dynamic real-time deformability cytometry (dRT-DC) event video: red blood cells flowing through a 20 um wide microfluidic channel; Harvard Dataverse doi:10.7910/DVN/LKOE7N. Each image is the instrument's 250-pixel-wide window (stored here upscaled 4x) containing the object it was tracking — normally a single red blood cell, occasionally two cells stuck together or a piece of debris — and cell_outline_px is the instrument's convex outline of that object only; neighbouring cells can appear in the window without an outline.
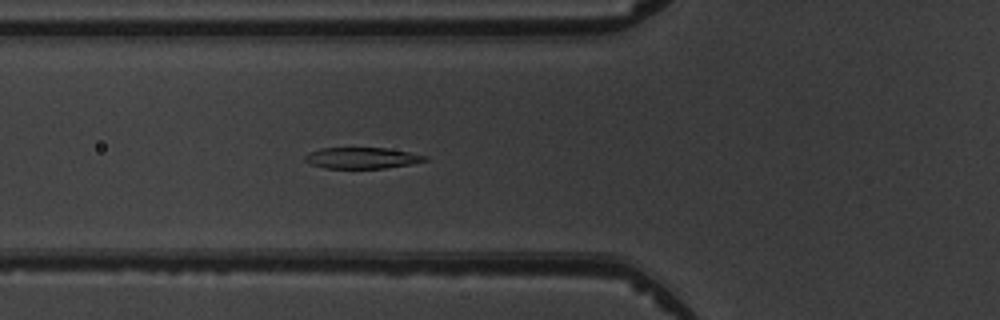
{"species": "common noctule bat (a hibernating species)", "species_latin": "Nyctalus noctula", "temperature_condition": "warm", "stored_images_in_passage": 5, "camera_frame_rate_fps": 3000, "um_per_image_px": 0.085, "animal": {"sex": "male", "body_mass_g": 19.5, "forearm_length_mm": 54.6}, "frame": {"image": 1, "passage_image": 5, "time_ms": 4.667, "image_size_px": [1000, 320], "cell_outline_px": [[428, 160], [408, 164], [384, 168], [324, 168], [312, 164], [304, 160], [304, 156], [308, 152], [320, 148], [384, 148], [408, 152], [428, 156]], "centroid_in_image_um": [30.72, 13.42], "position_along_channel_um": 95.1, "area_um2": 14.62}}